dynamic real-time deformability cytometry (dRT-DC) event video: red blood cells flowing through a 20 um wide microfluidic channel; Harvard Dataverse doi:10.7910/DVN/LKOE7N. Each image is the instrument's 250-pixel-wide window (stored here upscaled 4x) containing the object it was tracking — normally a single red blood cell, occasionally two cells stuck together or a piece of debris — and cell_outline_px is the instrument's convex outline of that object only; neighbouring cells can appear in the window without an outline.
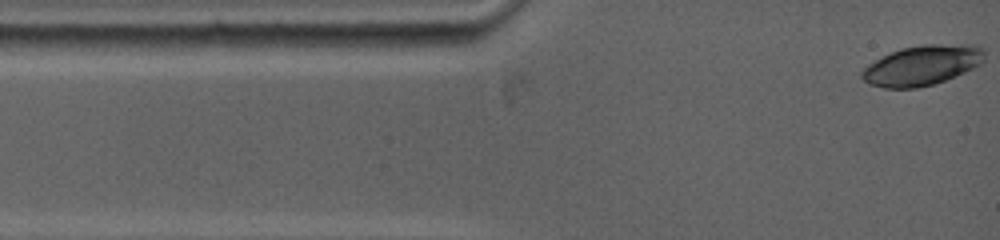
{"species": "common noctule bat (a hibernating species)", "species_latin": "Nyctalus noctula", "temperature_condition": "warm", "stored_images_in_passage": 9, "camera_frame_rate_fps": 5000, "um_per_image_px": 0.085, "animal": {"sex": "female", "body_mass_g": 19.0, "forearm_length_mm": 53.3}, "frame": {"image": 1, "passage_image": 1, "time_ms": 0.0, "image_size_px": [1000, 240], "cell_outline_px": [[984, 60], [980, 64], [964, 72], [944, 80], [932, 84], [916, 88], [884, 88], [868, 84], [860, 76], [860, 72], [868, 64], [892, 52], [904, 48], [920, 44], [976, 44], [984, 48]], "centroid_in_image_um": [78.39, 5.54], "position_along_channel_um": 6.6, "area_um2": 28.5}}
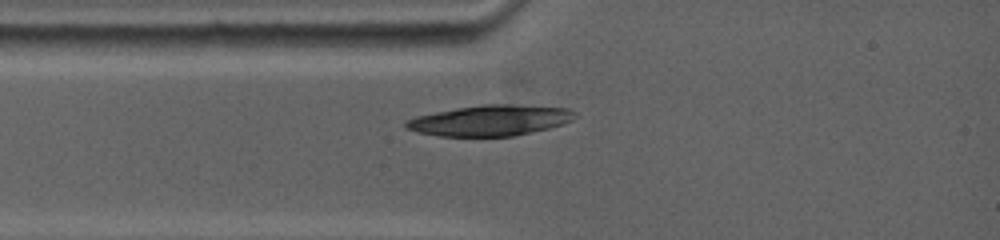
{"frame": {"image": 2, "passage_image": 9, "time_ms": 2.2, "image_size_px": [1000, 240], "cell_outline_px": [[576, 112], [572, 120], [548, 128], [512, 136], [440, 136], [420, 132], [404, 128], [404, 124], [408, 120], [416, 116], [456, 108], [484, 104], [508, 104], [568, 108]], "centroid_in_image_um": [41.65, 10.23], "position_along_channel_um": 43.4, "area_um2": 29.82}}